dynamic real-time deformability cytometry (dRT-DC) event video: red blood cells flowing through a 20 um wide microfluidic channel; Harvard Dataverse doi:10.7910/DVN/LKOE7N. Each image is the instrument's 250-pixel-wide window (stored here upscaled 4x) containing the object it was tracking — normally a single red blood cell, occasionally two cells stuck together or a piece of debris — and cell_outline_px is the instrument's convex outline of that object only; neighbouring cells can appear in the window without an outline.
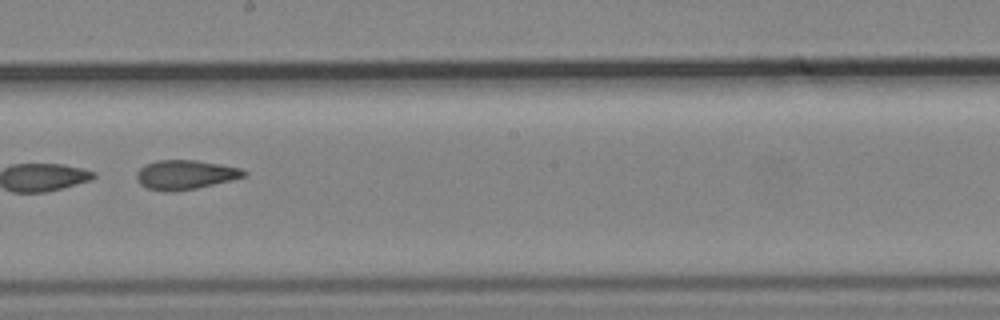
{"species": "common noctule bat (a hibernating species)", "species_latin": "Nyctalus noctula", "temperature_condition": "cold", "stored_images_in_passage": 10, "camera_frame_rate_fps": 3000, "um_per_image_px": 0.085, "animal": {"sex": "male", "body_mass_g": 19.2, "forearm_length_mm": 51.8}, "frame": {"image": 1, "passage_image": 9, "time_ms": 2.667, "image_size_px": [1000, 320], "cell_outline_px": [[248, 172], [244, 176], [232, 180], [196, 188], [172, 192], [164, 192], [148, 188], [140, 184], [136, 180], [136, 172], [144, 164], [156, 160], [196, 160], [220, 164], [240, 168]], "centroid_in_image_um": [15.71, 14.85], "position_along_channel_um": 232.5, "area_um2": 18.44}}